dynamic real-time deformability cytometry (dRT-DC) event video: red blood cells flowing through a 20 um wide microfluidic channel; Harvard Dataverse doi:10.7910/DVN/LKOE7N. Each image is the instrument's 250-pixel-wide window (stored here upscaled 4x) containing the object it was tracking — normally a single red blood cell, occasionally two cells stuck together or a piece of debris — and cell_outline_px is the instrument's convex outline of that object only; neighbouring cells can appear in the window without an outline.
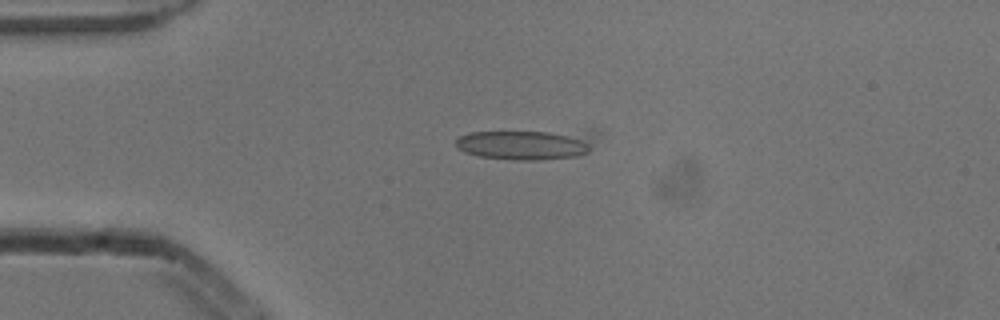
{"species": "common noctule bat (a hibernating species)", "species_latin": "Nyctalus noctula", "temperature_condition": "cold", "stored_images_in_passage": 2, "camera_frame_rate_fps": 3000, "um_per_image_px": 0.085, "animal": {"sex": "male", "body_mass_g": 13.3}, "frame": {"image": 1, "passage_image": 1, "time_ms": 0.0, "image_size_px": [1000, 320], "cell_outline_px": [[600, 136], [588, 152], [576, 156], [540, 160], [516, 160], [480, 156], [464, 152], [456, 148], [456, 140], [460, 136], [468, 132], [592, 128], [596, 128], [600, 132]], "centroid_in_image_um": [44.97, 12.2], "position_along_channel_um": 40.0, "area_um2": 26.59}}